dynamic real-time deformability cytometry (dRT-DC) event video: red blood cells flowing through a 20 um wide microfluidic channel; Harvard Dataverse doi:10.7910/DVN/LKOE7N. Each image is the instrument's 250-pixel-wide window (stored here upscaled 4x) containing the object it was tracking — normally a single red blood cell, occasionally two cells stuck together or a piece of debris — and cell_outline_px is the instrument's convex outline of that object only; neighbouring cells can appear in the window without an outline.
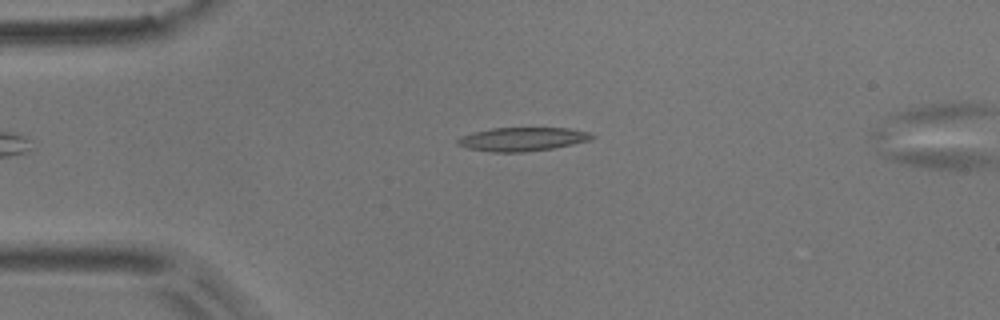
{"species": "common noctule bat (a hibernating species)", "species_latin": "Nyctalus noctula", "temperature_condition": "room temperature", "stored_images_in_passage": 2, "segment_of_instrument_passage": [1, 2], "camera_frame_rate_fps": 3000, "um_per_image_px": 0.085, "animal": {"sex": "male", "body_mass_g": 17.9}, "frame": {"image": 1, "passage_image": 1, "time_ms": 0.0, "image_size_px": [1000, 320], "cell_outline_px": [[596, 136], [592, 140], [552, 148], [524, 152], [492, 152], [468, 148], [456, 144], [456, 140], [460, 136], [492, 128], [568, 128], [588, 132]], "centroid_in_image_um": [44.41, 11.83], "position_along_channel_um": 40.6, "area_um2": 18.44}}